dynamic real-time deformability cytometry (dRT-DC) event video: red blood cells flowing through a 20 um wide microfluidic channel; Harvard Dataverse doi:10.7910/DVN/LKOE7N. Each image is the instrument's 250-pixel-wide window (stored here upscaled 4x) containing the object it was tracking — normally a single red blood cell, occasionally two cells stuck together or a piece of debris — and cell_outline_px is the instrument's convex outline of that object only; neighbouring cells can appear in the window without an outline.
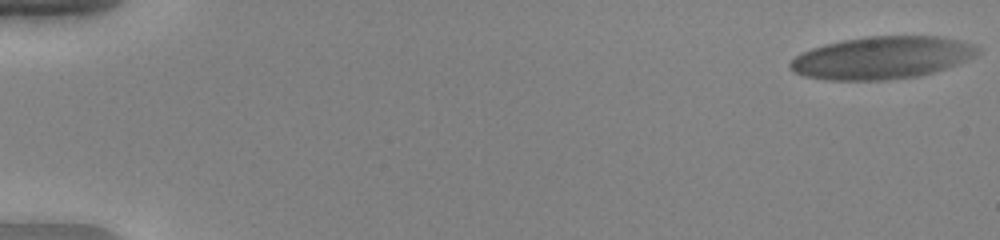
{"species": "human", "species_latin": "Homo sapiens", "temperature_condition": "warm", "stored_images_in_passage": 53, "camera_frame_rate_fps": 3000, "um_per_image_px": 0.085, "donor": {"sex": "female"}, "frame": {"image": 1, "passage_image": 1, "time_ms": 0.0, "image_size_px": [1000, 240], "cell_outline_px": [[976, 52], [944, 68], [932, 72], [916, 76], [884, 80], [824, 80], [804, 76], [796, 72], [788, 64], [796, 56], [812, 48], [844, 40], [872, 36], [936, 36], [956, 40], [968, 44], [976, 48]], "centroid_in_image_um": [74.83, 4.92], "position_along_channel_um": 10.2, "area_um2": 44.91}}
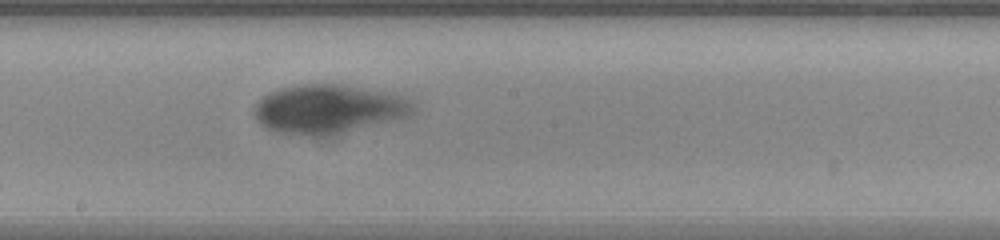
{"frame": {"image": 2, "passage_image": 31, "time_ms": 10.0, "image_size_px": [1000, 240], "cell_outline_px": [[416, 108], [408, 116], [392, 120], [352, 128], [328, 132], [276, 132], [260, 124], [256, 120], [256, 104], [264, 96], [280, 88], [304, 84], [344, 84], [404, 96], [416, 104]], "centroid_in_image_um": [27.95, 9.19], "position_along_channel_um": 220.3, "area_um2": 43.12}}
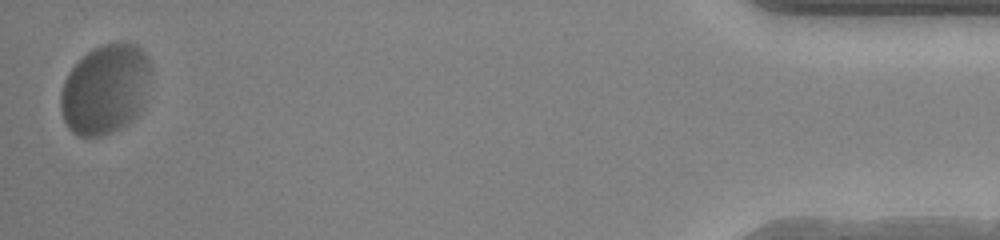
{"frame": {"image": 3, "passage_image": 53, "time_ms": 17.333, "image_size_px": [1000, 240], "cell_outline_px": [[152, 68], [144, 104], [140, 112], [128, 124], [112, 132], [100, 136], [80, 136], [72, 132], [68, 128], [64, 120], [60, 108], [60, 92], [64, 80], [72, 68], [88, 52], [104, 44], [128, 40], [136, 44], [144, 52], [152, 64]], "centroid_in_image_um": [8.98, 7.57], "position_along_channel_um": 426.2, "area_um2": 47.69}, "authors_computed_cell_mechanics": {"area_um2": 44.3326, "velocity_mm_per_s": 3.8711, "shape_relaxation_time_tau1_ms": 3.0672, "shape_relaxation_time_tau2_ms": null, "deformation_change_tau1": 0.1783, "deformation_change_tau2": null}}